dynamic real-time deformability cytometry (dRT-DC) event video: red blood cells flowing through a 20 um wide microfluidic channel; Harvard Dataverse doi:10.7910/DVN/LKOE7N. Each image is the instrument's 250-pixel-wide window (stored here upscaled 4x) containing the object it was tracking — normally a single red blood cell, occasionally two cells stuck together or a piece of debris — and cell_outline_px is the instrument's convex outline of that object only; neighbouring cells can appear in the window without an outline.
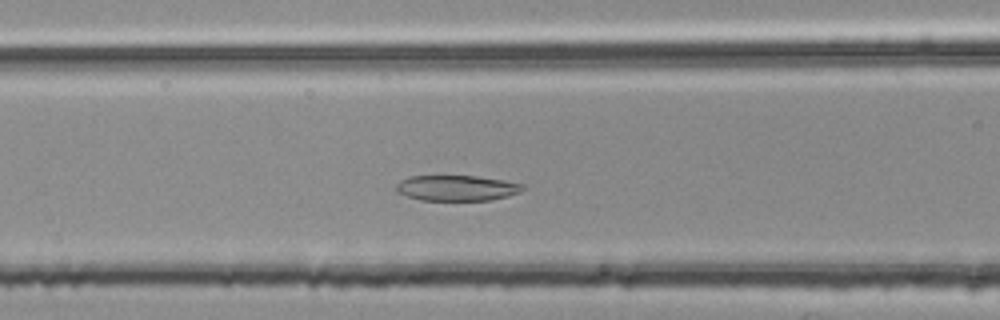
{"species": "common noctule bat (a hibernating species)", "species_latin": "Nyctalus noctula", "temperature_condition": "room temperature", "stored_images_in_passage": 45, "camera_frame_rate_fps": 3000, "um_per_image_px": 0.085, "animal": {"sex": "female", "body_mass_g": 25.1}, "frame": {"image": 1, "passage_image": 17, "time_ms": 5.333, "image_size_px": [1000, 320], "cell_outline_px": [[524, 188], [520, 192], [508, 196], [492, 200], [420, 200], [396, 192], [396, 184], [400, 180], [408, 176], [476, 176], [504, 180], [524, 184]], "centroid_in_image_um": [38.82, 15.98], "position_along_channel_um": 127.8, "area_um2": 18.9}}
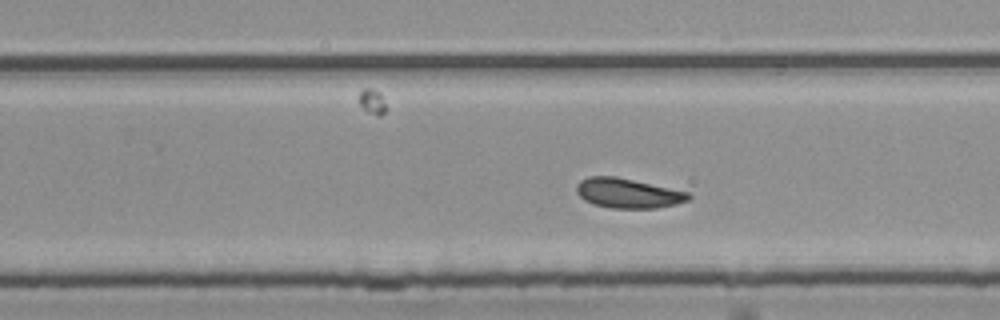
{"frame": {"image": 2, "passage_image": 29, "time_ms": 9.333, "image_size_px": [1000, 320], "cell_outline_px": [[692, 196], [688, 200], [676, 204], [656, 208], [612, 208], [592, 204], [584, 200], [576, 192], [576, 184], [580, 180], [588, 176], [616, 176], [688, 192]], "centroid_in_image_um": [53.34, 16.42], "position_along_channel_um": 276.5, "area_um2": 19.42}}
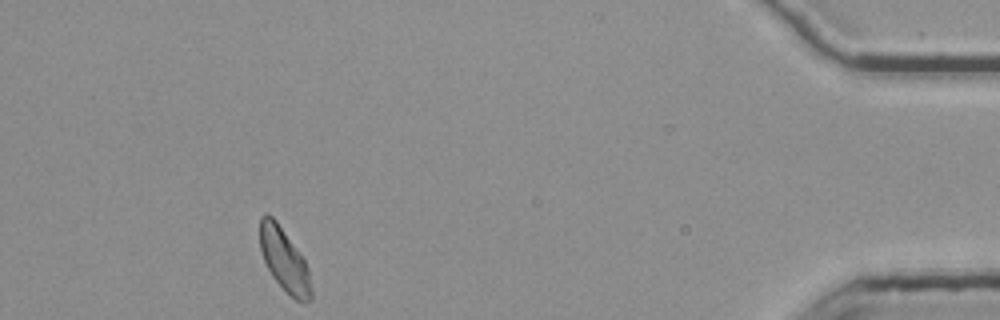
{"frame": {"image": 3, "passage_image": 45, "time_ms": 14.667, "image_size_px": [1000, 320], "cell_outline_px": [[312, 300], [304, 304], [296, 300], [272, 276], [264, 260], [260, 248], [260, 216], [264, 212], [272, 216], [276, 220], [304, 260], [308, 268], [312, 288]], "centroid_in_image_um": [24.17, 22.1], "position_along_channel_um": 411.0, "area_um2": 18.61}, "authors_computed_cell_mechanics": {"area_um2": 19.363, "velocity_mm_per_s": 3.7272, "shape_relaxation_time_tau1_ms": 7.3186, "shape_relaxation_time_tau2_ms": null, "deformation_change_tau1": 0.1189, "deformation_change_tau2": null}}